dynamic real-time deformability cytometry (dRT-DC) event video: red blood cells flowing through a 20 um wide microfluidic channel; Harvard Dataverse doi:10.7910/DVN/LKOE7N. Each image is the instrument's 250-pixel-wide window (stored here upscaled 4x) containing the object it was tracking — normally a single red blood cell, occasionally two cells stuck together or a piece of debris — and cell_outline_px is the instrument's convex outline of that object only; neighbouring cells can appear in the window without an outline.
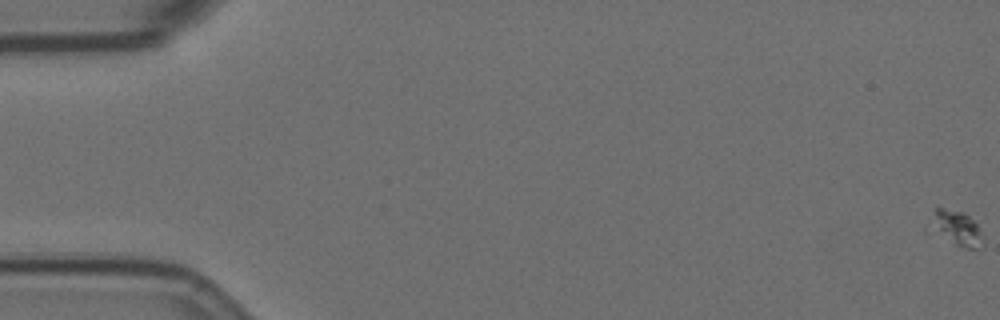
{"species": "Egyptian fruit bat (a non-hibernating species)", "species_latin": "Rousettus aegyptiacus", "temperature_condition": "room temperature", "stored_images_in_passage": 60, "camera_frame_rate_fps": 3000, "um_per_image_px": 0.085, "animal": {"sex": "female"}, "frame": {"image": 1, "passage_image": 1, "time_ms": 0.0, "image_size_px": [1000, 320], "cell_outline_px": [[980, 236], [976, 248], [968, 248], [956, 244], [924, 232], [924, 228], [936, 204], [964, 212], [976, 224], [980, 232]], "centroid_in_image_um": [81.0, 19.29], "position_along_channel_um": 4.0, "area_um2": 11.39}}
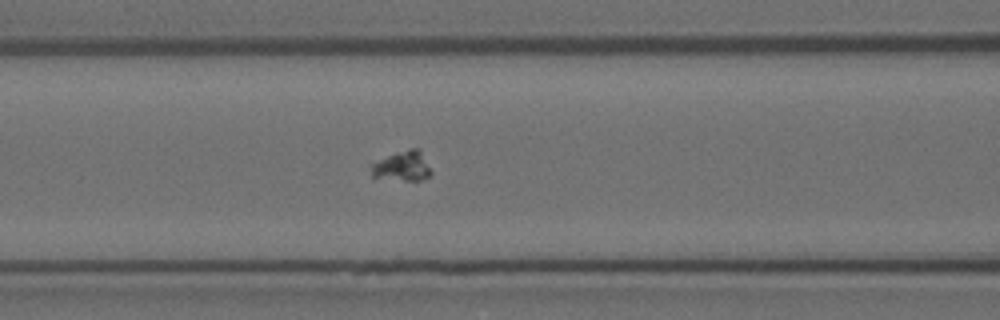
{"frame": {"image": 2, "passage_image": 26, "time_ms": 8.333, "image_size_px": [1000, 320], "cell_outline_px": [[432, 172], [428, 176], [420, 180], [372, 180], [368, 164], [396, 152], [408, 148], [420, 148]], "centroid_in_image_um": [34.09, 14.14], "position_along_channel_um": 132.5, "area_um2": 11.04}}
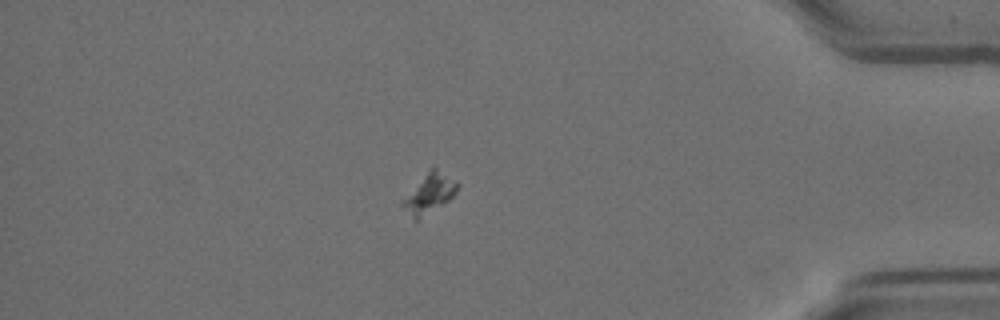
{"frame": {"image": 3, "passage_image": 52, "time_ms": 17.0, "image_size_px": [1000, 320], "cell_outline_px": [[460, 184], [456, 192], [448, 200], [416, 220], [400, 204], [424, 176], [432, 168], [436, 168], [456, 180]], "centroid_in_image_um": [36.55, 16.43], "position_along_channel_um": 398.6, "area_um2": 11.68}}